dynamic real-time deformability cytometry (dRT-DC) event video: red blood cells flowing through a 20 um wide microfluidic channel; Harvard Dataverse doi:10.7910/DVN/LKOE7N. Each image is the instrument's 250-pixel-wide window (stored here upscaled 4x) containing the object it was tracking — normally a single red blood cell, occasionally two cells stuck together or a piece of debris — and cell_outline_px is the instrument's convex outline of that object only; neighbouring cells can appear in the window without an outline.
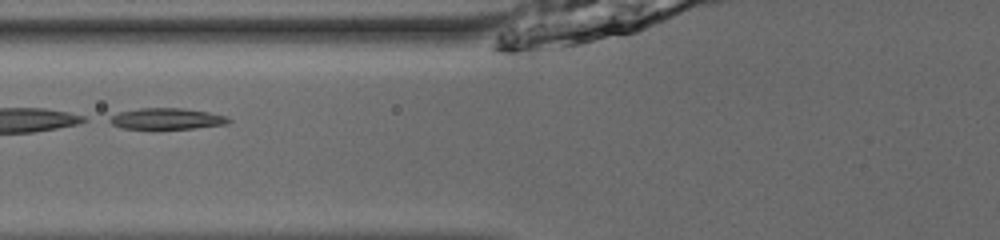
{"species": "common noctule bat (a hibernating species)", "species_latin": "Nyctalus noctula", "temperature_condition": "room temperature", "stored_images_in_passage": 51, "camera_frame_rate_fps": 3000, "um_per_image_px": 0.085, "animal": {"sex": "male", "body_mass_g": 13.0, "forearm_length_mm": 53.1}, "frame": {"image": 1, "passage_image": 22, "time_ms": 7.0, "image_size_px": [1000, 240], "cell_outline_px": [[232, 120], [228, 124], [192, 128], [120, 128], [104, 120], [120, 112], [140, 108], [180, 108], [208, 112], [228, 116]], "centroid_in_image_um": [14.17, 10.09], "position_along_channel_um": 111.6, "area_um2": 14.57}, "authors_computed_cell_mechanics": {"area_um2": 28.2642, "velocity_mm_per_s": 3.8794, "shape_relaxation_time_tau1_ms": 2.4666, "shape_relaxation_time_tau2_ms": 3.2477, "deformation_change_tau1": 0.1356, "deformation_change_tau2": 0.0911}}